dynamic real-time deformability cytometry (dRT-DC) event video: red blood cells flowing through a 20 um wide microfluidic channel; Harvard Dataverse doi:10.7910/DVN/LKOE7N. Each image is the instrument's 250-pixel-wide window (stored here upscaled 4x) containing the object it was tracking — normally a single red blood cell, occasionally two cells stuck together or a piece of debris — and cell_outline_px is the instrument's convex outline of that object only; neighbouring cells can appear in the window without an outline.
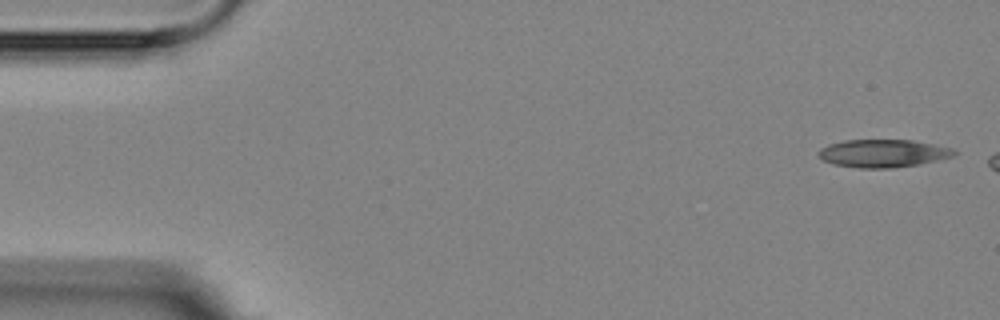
{"species": "Egyptian fruit bat (a non-hibernating species)", "species_latin": "Rousettus aegyptiacus", "temperature_condition": "room temperature", "stored_images_in_passage": 3, "camera_frame_rate_fps": 3000, "um_per_image_px": 0.085, "animal": {"sex": "female"}, "frame": {"image": 1, "passage_image": 1, "time_ms": 0.0, "image_size_px": [1000, 320], "cell_outline_px": [[960, 152], [956, 156], [920, 164], [892, 168], [856, 168], [836, 164], [824, 160], [816, 156], [816, 152], [820, 148], [828, 144], [844, 140], [912, 140], [952, 148]], "centroid_in_image_um": [75.07, 13.03], "position_along_channel_um": 9.9, "area_um2": 22.25}}